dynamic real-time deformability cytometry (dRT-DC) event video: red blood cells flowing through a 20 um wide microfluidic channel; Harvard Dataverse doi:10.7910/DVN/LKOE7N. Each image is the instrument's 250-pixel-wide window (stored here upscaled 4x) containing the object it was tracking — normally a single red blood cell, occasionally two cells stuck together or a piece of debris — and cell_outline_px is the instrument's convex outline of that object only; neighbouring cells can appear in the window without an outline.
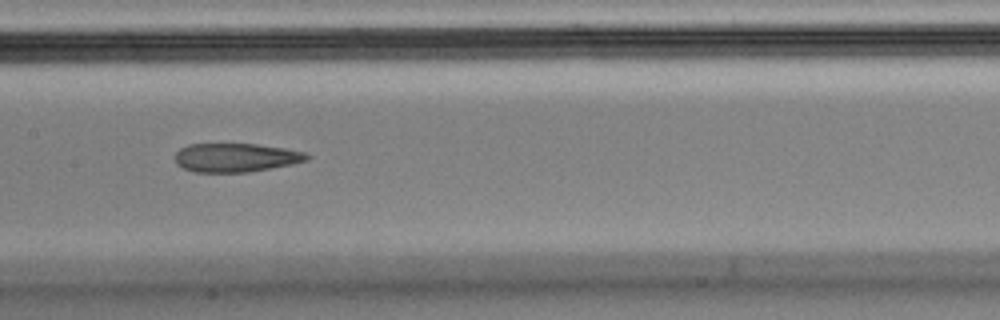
{"species": "Egyptian fruit bat (a non-hibernating species)", "species_latin": "Rousettus aegyptiacus", "temperature_condition": "cold", "stored_images_in_passage": 8, "camera_frame_rate_fps": 3000, "um_per_image_px": 0.085, "animal": {"sex": "male"}, "frame": {"image": 1, "passage_image": 7, "time_ms": 2.0, "image_size_px": [1000, 320], "cell_outline_px": [[312, 156], [308, 160], [292, 164], [272, 168], [248, 172], [196, 172], [184, 168], [176, 164], [176, 152], [180, 148], [188, 144], [256, 144], [284, 148], [308, 152]], "centroid_in_image_um": [20.09, 13.39], "position_along_channel_um": 187.3, "area_um2": 22.2}}
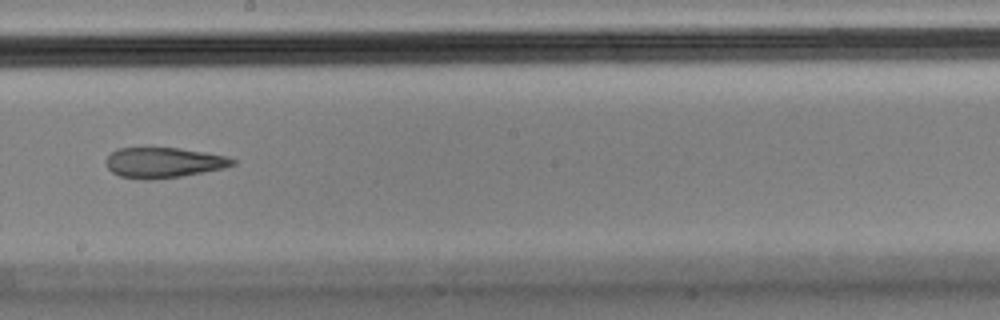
{"frame": {"image": 2, "passage_image": 8, "time_ms": 2.333, "image_size_px": [1000, 320], "cell_outline_px": [[236, 164], [224, 168], [204, 172], [180, 176], [152, 180], [144, 180], [120, 176], [112, 172], [108, 168], [108, 156], [116, 148], [180, 148], [228, 156], [236, 160]], "centroid_in_image_um": [13.94, 13.82], "position_along_channel_um": 234.3, "area_um2": 22.31}}